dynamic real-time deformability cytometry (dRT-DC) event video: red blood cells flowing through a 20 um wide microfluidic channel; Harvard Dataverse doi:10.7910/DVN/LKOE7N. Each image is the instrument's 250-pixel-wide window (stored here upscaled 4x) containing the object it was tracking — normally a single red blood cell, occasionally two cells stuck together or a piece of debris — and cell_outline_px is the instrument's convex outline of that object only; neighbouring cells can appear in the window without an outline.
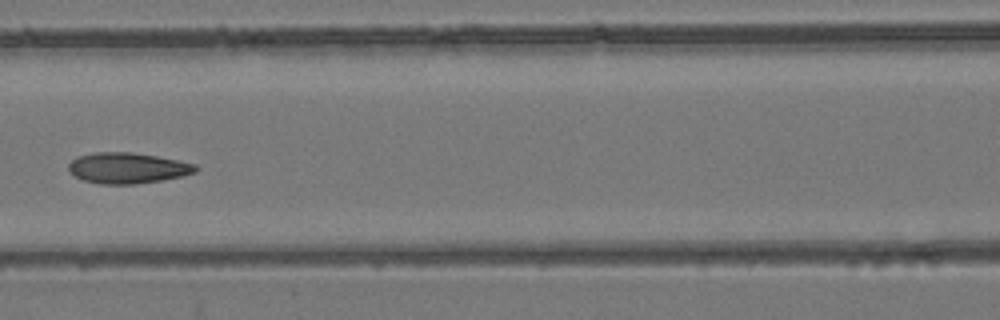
{"species": "common noctule bat (a hibernating species)", "species_latin": "Nyctalus noctula", "temperature_condition": "room temperature", "stored_images_in_passage": 8, "camera_frame_rate_fps": 3000, "um_per_image_px": 0.085, "animal": {"sex": "female", "body_mass_g": 24.6, "forearm_length_mm": 56.2}, "frame": {"image": 1, "passage_image": 7, "time_ms": 8.0, "image_size_px": [1000, 320], "cell_outline_px": [[200, 168], [196, 172], [184, 176], [160, 180], [132, 184], [100, 184], [84, 180], [68, 172], [68, 164], [76, 156], [92, 152], [132, 152], [156, 156], [196, 164]], "centroid_in_image_um": [10.83, 14.27], "position_along_channel_um": 155.8, "area_um2": 22.89}}
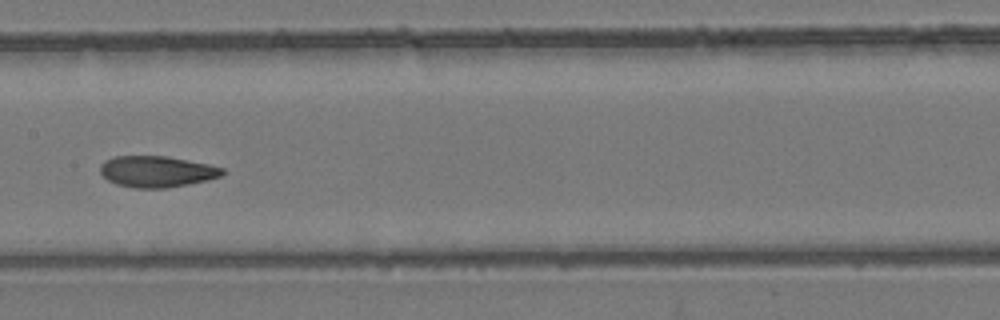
{"frame": {"image": 2, "passage_image": 8, "time_ms": 9.0, "image_size_px": [1000, 320], "cell_outline_px": [[224, 172], [220, 176], [208, 180], [168, 188], [136, 188], [116, 184], [108, 180], [100, 172], [100, 164], [104, 160], [116, 156], [168, 156], [208, 164], [224, 168]], "centroid_in_image_um": [13.32, 14.58], "position_along_channel_um": 194.1, "area_um2": 22.25}}